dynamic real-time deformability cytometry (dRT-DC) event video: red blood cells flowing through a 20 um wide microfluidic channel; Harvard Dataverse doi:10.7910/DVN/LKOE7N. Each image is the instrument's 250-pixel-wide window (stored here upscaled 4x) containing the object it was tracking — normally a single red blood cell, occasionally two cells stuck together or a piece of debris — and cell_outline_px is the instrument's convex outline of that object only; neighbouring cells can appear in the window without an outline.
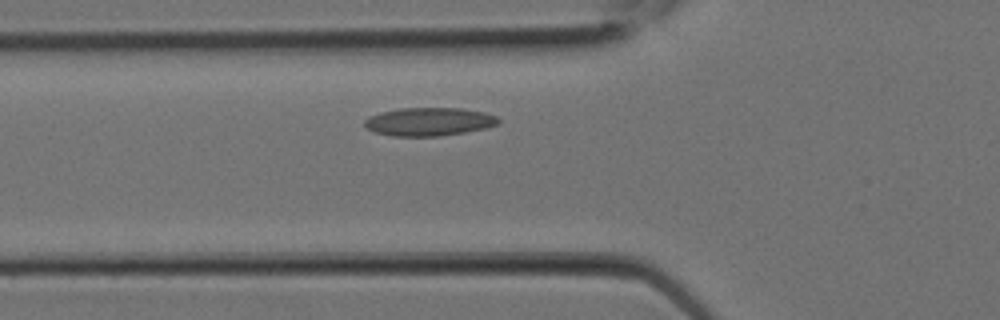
{"species": "Egyptian fruit bat (a non-hibernating species)", "species_latin": "Rousettus aegyptiacus", "temperature_condition": "room temperature", "stored_images_in_passage": 5, "camera_frame_rate_fps": 3000, "um_per_image_px": 0.085, "animal": {"sex": "female"}, "frame": {"image": 1, "passage_image": 2, "time_ms": 0.333, "image_size_px": [1000, 320], "cell_outline_px": [[500, 120], [496, 124], [484, 128], [464, 132], [440, 136], [392, 136], [376, 132], [368, 128], [364, 124], [364, 120], [368, 116], [380, 112], [400, 108], [460, 108], [484, 112], [496, 116]], "centroid_in_image_um": [36.44, 10.33], "position_along_channel_um": 89.4, "area_um2": 21.91}}
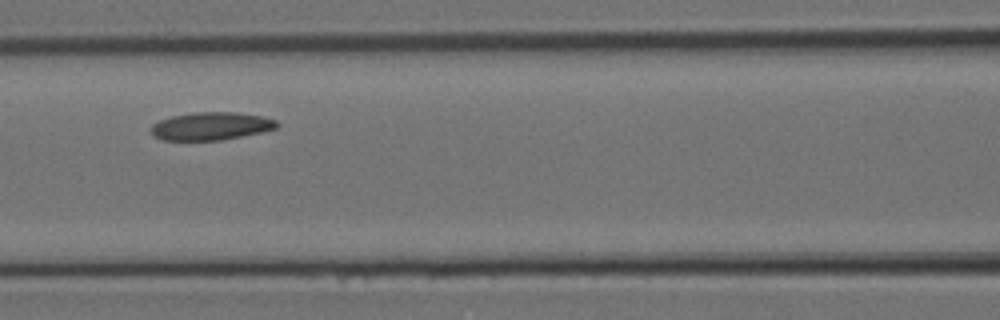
{"frame": {"image": 2, "passage_image": 4, "time_ms": 1.0, "image_size_px": [1000, 320], "cell_outline_px": [[280, 124], [276, 128], [260, 132], [220, 140], [160, 140], [152, 136], [152, 124], [160, 120], [172, 116], [192, 112], [236, 112], [260, 116], [276, 120]], "centroid_in_image_um": [17.9, 10.72], "position_along_channel_um": 148.7, "area_um2": 20.35}}